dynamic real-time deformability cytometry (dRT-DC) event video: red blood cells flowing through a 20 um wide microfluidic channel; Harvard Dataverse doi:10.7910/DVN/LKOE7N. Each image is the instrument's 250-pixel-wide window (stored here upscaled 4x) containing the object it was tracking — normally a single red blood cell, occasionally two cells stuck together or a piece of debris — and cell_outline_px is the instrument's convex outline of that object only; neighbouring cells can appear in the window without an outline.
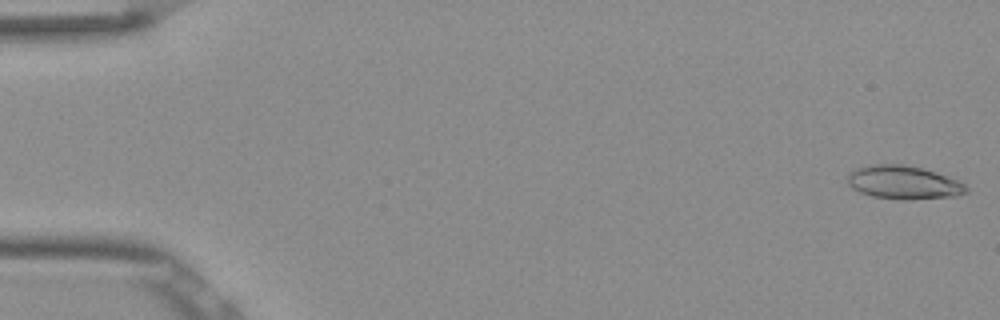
{"species": "Egyptian fruit bat (a non-hibernating species)", "species_latin": "Rousettus aegyptiacus", "temperature_condition": "room temperature", "stored_images_in_passage": 53, "camera_frame_rate_fps": 3000, "um_per_image_px": 0.085, "frame": {"image": 1, "passage_image": 1, "time_ms": 0.0, "image_size_px": [1000, 320], "cell_outline_px": [[968, 192], [956, 196], [908, 200], [904, 200], [872, 196], [860, 192], [852, 188], [848, 184], [848, 172], [856, 168], [868, 164], [904, 164], [936, 172], [956, 180], [964, 184], [968, 188]], "centroid_in_image_um": [76.78, 15.51], "position_along_channel_um": 8.2, "area_um2": 23.18}}
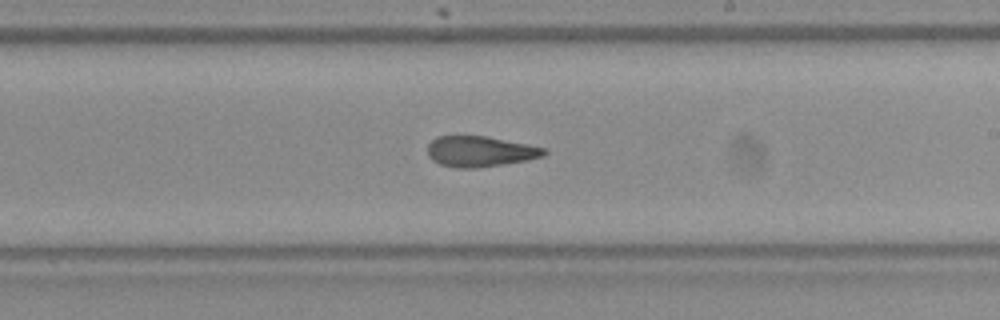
{"frame": {"image": 2, "passage_image": 31, "time_ms": 10.0, "image_size_px": [1000, 320], "cell_outline_px": [[548, 152], [544, 156], [528, 160], [476, 168], [456, 168], [440, 164], [432, 160], [428, 156], [428, 144], [436, 136], [488, 136], [548, 148]], "centroid_in_image_um": [40.83, 12.87], "position_along_channel_um": 248.2, "area_um2": 20.98}}
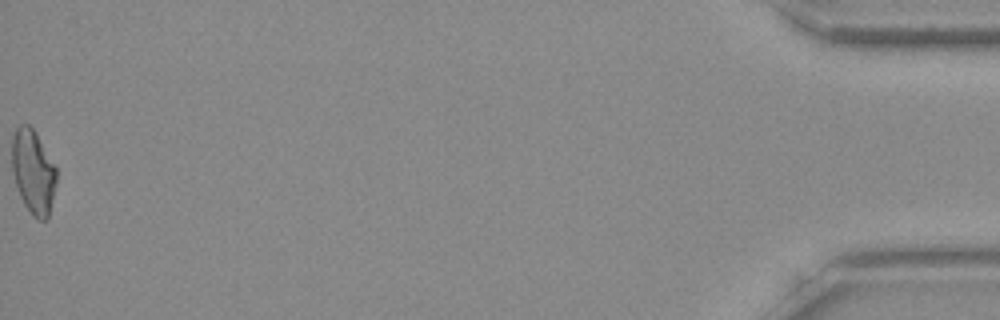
{"frame": {"image": 3, "passage_image": 53, "time_ms": 17.333, "image_size_px": [1000, 320], "cell_outline_px": [[56, 184], [48, 220], [36, 220], [24, 204], [20, 196], [12, 172], [12, 136], [16, 128], [20, 124], [28, 124], [36, 132], [56, 168]], "centroid_in_image_um": [2.82, 14.61], "position_along_channel_um": 432.4, "area_um2": 21.85}, "authors_computed_cell_mechanics": {"area_um2": 21.675, "velocity_mm_per_s": 3.8689, "shape_relaxation_time_tau1_ms": null, "shape_relaxation_time_tau2_ms": 2.7776, "deformation_change_tau1": null, "deformation_change_tau2": 0.1048}}